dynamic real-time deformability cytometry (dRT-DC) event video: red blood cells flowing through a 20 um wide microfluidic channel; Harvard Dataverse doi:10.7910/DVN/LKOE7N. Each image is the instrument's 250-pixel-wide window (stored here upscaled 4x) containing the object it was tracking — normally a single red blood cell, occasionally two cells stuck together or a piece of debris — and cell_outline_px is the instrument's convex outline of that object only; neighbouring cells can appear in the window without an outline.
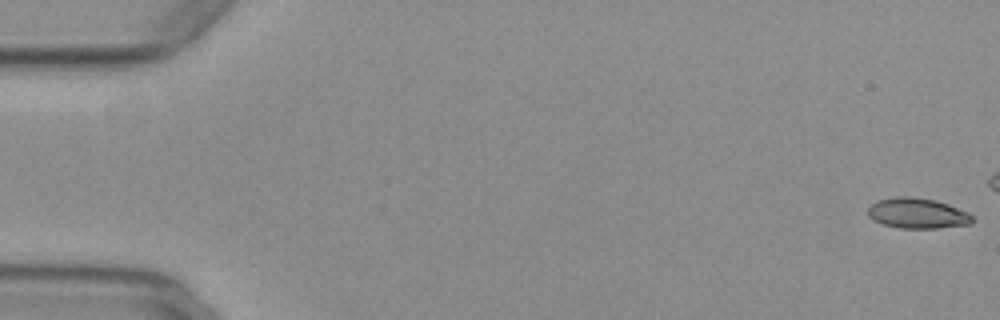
{"species": "common noctule bat (a hibernating species)", "species_latin": "Nyctalus noctula", "temperature_condition": "warm", "stored_images_in_passage": 11, "camera_frame_rate_fps": 3000, "um_per_image_px": 0.085, "animal": {"sex": "female", "body_mass_g": 29.2, "forearm_length_mm": 56.3}, "frame": {"image": 1, "passage_image": 1, "time_ms": 0.0, "image_size_px": [1000, 320], "cell_outline_px": [[972, 224], [936, 228], [900, 228], [884, 224], [868, 216], [868, 208], [876, 200], [896, 196], [912, 196], [936, 200], [948, 204], [968, 212], [972, 216]], "centroid_in_image_um": [77.98, 18.11], "position_along_channel_um": 7.0, "area_um2": 18.5}}